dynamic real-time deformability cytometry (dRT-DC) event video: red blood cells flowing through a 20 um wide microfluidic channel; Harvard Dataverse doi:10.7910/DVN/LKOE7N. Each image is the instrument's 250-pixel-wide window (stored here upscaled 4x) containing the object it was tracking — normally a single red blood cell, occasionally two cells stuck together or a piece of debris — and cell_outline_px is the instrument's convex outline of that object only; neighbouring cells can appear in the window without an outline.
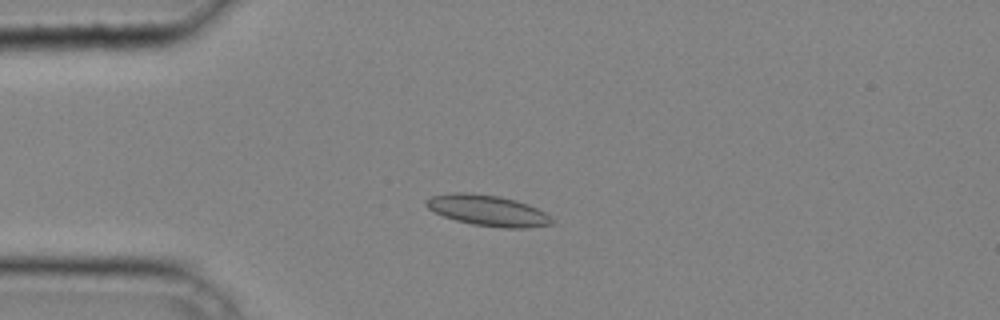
{"species": "common noctule bat (a hibernating species)", "species_latin": "Nyctalus noctula", "temperature_condition": "cold", "stored_images_in_passage": 38, "camera_frame_rate_fps": 3000, "um_per_image_px": 0.085, "animal": {"sex": "male", "body_mass_g": 20.4}, "frame": {"image": 1, "passage_image": 8, "time_ms": 2.333, "image_size_px": [1000, 320], "cell_outline_px": [[556, 220], [552, 224], [528, 228], [504, 228], [472, 224], [456, 220], [444, 216], [428, 208], [424, 204], [424, 200], [432, 196], [456, 192], [464, 192], [500, 196], [516, 200], [528, 204], [544, 212]], "centroid_in_image_um": [41.48, 17.89], "position_along_channel_um": 43.5, "area_um2": 22.6}}
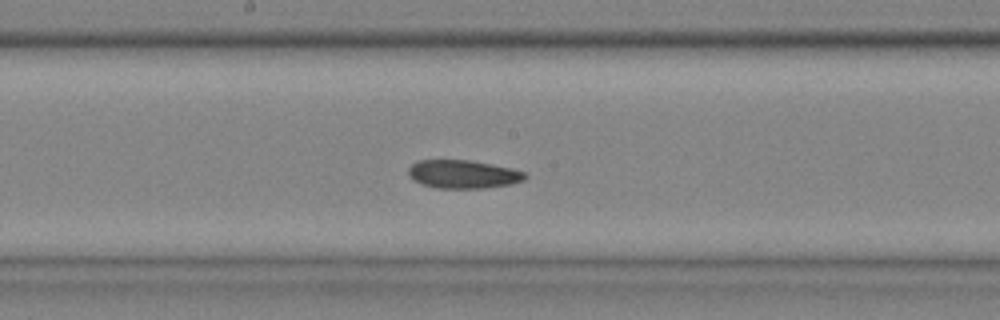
{"frame": {"image": 2, "passage_image": 20, "time_ms": 6.333, "image_size_px": [1000, 320], "cell_outline_px": [[528, 176], [524, 180], [508, 184], [484, 188], [436, 188], [420, 184], [412, 180], [408, 172], [408, 168], [416, 160], [468, 160], [492, 164], [512, 168], [524, 172]], "centroid_in_image_um": [39.32, 14.8], "position_along_channel_um": 208.9, "area_um2": 19.31}}
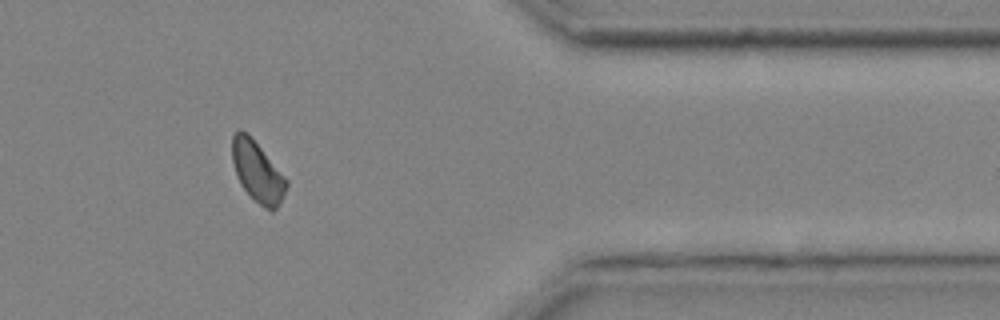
{"frame": {"image": 3, "passage_image": 33, "time_ms": 10.667, "image_size_px": [1000, 320], "cell_outline_px": [[288, 184], [276, 208], [272, 212], [264, 208], [240, 184], [236, 176], [232, 160], [232, 136], [240, 128], [248, 132], [288, 180]], "centroid_in_image_um": [21.86, 14.54], "position_along_channel_um": 389.5, "area_um2": 19.02}}